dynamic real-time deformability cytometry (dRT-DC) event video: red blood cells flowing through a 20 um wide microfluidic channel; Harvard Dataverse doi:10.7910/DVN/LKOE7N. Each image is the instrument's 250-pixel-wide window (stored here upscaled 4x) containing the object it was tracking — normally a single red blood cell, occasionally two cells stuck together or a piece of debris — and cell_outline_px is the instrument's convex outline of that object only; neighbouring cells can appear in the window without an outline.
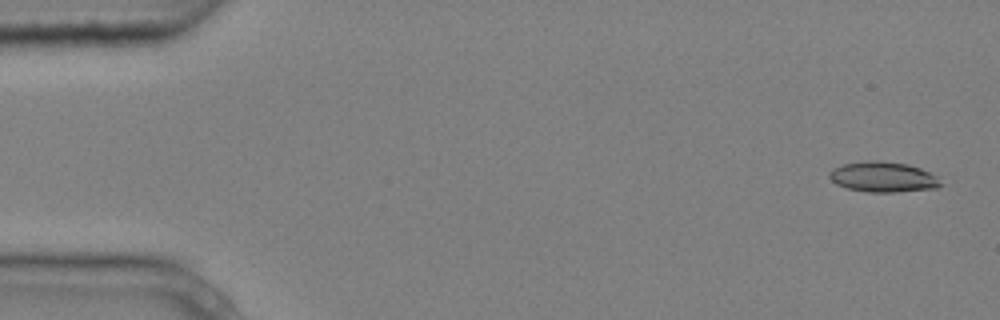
{"species": "common noctule bat (a hibernating species)", "species_latin": "Nyctalus noctula", "temperature_condition": "cold", "stored_images_in_passage": 4, "camera_frame_rate_fps": 3000, "um_per_image_px": 0.085, "animal": {"sex": "male", "body_mass_g": 20.4}, "frame": {"image": 1, "passage_image": 1, "time_ms": 0.0, "image_size_px": [1000, 320], "cell_outline_px": [[944, 184], [936, 188], [896, 192], [868, 192], [848, 188], [836, 184], [828, 176], [828, 172], [832, 168], [844, 164], [868, 160], [880, 160], [908, 164], [920, 168], [936, 176]], "centroid_in_image_um": [75.06, 15.03], "position_along_channel_um": 9.9, "area_um2": 19.77}}
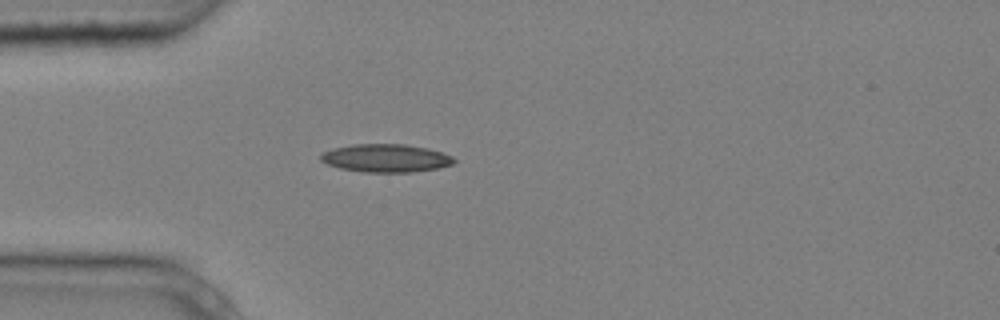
{"frame": {"image": 2, "passage_image": 4, "time_ms": 1.0, "image_size_px": [1000, 320], "cell_outline_px": [[456, 160], [452, 164], [436, 168], [412, 172], [364, 172], [340, 168], [328, 164], [320, 160], [320, 156], [324, 152], [336, 148], [352, 144], [404, 144], [428, 148], [452, 156]], "centroid_in_image_um": [32.8, 13.44], "position_along_channel_um": 52.2, "area_um2": 21.56}}